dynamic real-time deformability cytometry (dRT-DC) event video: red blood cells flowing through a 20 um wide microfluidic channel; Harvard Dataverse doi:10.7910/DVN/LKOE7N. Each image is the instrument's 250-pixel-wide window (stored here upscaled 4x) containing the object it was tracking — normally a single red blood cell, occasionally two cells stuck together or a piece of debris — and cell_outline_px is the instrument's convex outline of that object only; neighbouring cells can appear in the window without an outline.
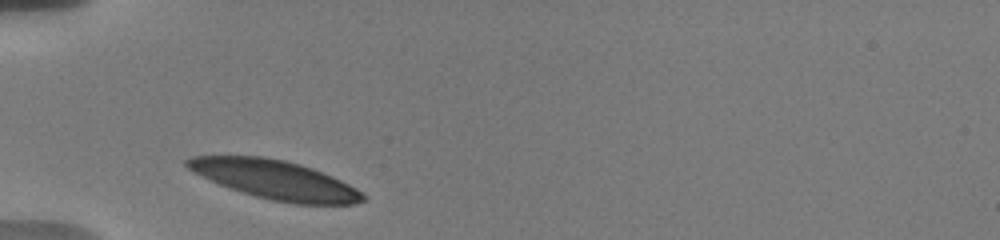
{"species": "human", "species_latin": "Homo sapiens", "temperature_condition": "warm", "stored_images_in_passage": 31, "camera_frame_rate_fps": 3000, "um_per_image_px": 0.085, "donor": {"sex": "male"}, "frame": {"image": 1, "passage_image": 1, "time_ms": 0.0, "image_size_px": [1000, 240], "cell_outline_px": [[364, 200], [352, 204], [296, 204], [272, 200], [256, 196], [220, 184], [188, 168], [184, 164], [184, 160], [192, 156], [264, 156], [284, 160], [300, 164], [312, 168], [332, 176], [356, 188], [364, 196]], "centroid_in_image_um": [23.39, 15.26], "position_along_channel_um": 61.6, "area_um2": 39.13}}
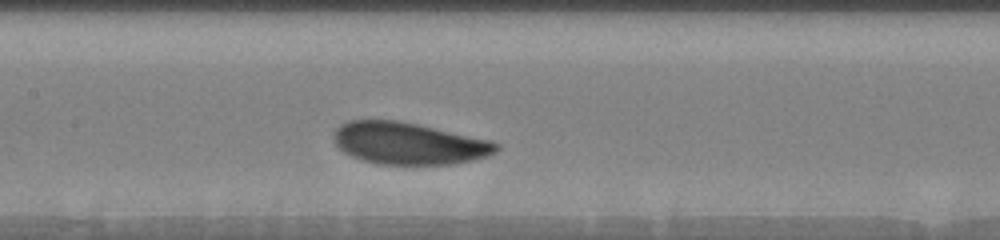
{"frame": {"image": 2, "passage_image": 11, "time_ms": 3.333, "image_size_px": [1000, 240], "cell_outline_px": [[500, 148], [496, 152], [472, 160], [452, 164], [380, 164], [364, 160], [352, 156], [344, 152], [336, 144], [336, 128], [340, 124], [348, 120], [396, 120], [416, 124], [492, 140], [500, 144]], "centroid_in_image_um": [34.77, 12.18], "position_along_channel_um": 172.6, "area_um2": 39.36}}
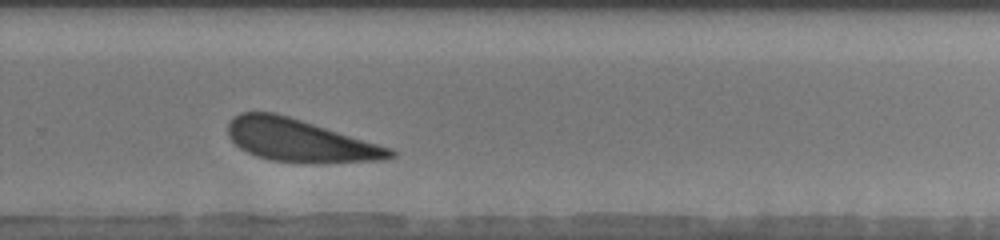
{"frame": {"image": 3, "passage_image": 22, "time_ms": 7.0, "image_size_px": [1000, 240], "cell_outline_px": [[396, 156], [384, 160], [272, 160], [256, 156], [240, 148], [228, 136], [228, 124], [232, 116], [240, 112], [276, 112], [392, 148], [396, 152]], "centroid_in_image_um": [25.42, 11.87], "position_along_channel_um": 304.4, "area_um2": 38.84}, "authors_computed_cell_mechanics": {"area_um2": 40.3444, "velocity_mm_per_s": 3.6027, "shape_relaxation_time_tau1_ms": 1.0044, "shape_relaxation_time_tau2_ms": 9.2227, "deformation_change_tau1": 0.0817, "deformation_change_tau2": 0.2041}}